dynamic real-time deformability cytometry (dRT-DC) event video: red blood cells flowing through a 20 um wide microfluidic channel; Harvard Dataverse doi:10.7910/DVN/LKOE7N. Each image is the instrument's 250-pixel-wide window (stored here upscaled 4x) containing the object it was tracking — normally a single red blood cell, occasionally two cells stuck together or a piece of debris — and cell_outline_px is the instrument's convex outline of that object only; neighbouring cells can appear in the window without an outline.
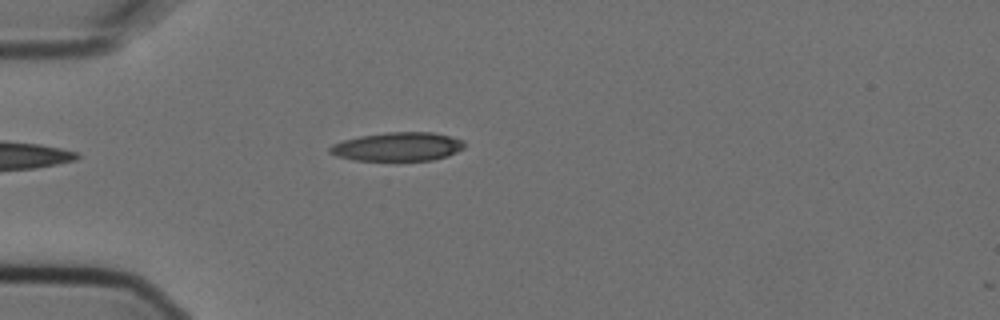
{"species": "Egyptian fruit bat (a non-hibernating species)", "species_latin": "Rousettus aegyptiacus", "temperature_condition": "cold", "stored_images_in_passage": 2, "camera_frame_rate_fps": 3000, "um_per_image_px": 0.085, "animal": {"sex": "female"}, "frame": {"image": 1, "passage_image": 2, "time_ms": 0.333, "image_size_px": [1000, 320], "cell_outline_px": [[464, 148], [448, 156], [432, 160], [352, 160], [336, 156], [328, 152], [328, 148], [332, 144], [344, 140], [360, 136], [388, 132], [432, 132], [464, 140]], "centroid_in_image_um": [33.79, 12.47], "position_along_channel_um": 51.2, "area_um2": 22.48}}